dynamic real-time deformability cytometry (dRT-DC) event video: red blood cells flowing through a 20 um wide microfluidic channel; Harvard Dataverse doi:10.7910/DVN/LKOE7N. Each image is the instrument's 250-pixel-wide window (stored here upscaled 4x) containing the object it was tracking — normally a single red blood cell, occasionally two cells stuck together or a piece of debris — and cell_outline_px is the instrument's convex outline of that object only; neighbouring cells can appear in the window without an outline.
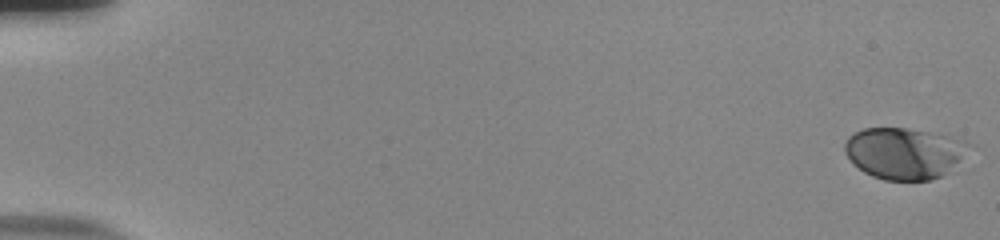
{"species": "human", "species_latin": "Homo sapiens", "temperature_condition": "room temperature", "stored_images_in_passage": 55, "camera_frame_rate_fps": 3000, "um_per_image_px": 0.085, "donor": {"sex": "male"}, "frame": {"image": 1, "passage_image": 1, "time_ms": 0.0, "image_size_px": [1000, 240], "cell_outline_px": [[976, 148], [940, 176], [928, 180], [884, 180], [872, 176], [864, 172], [852, 164], [844, 152], [844, 144], [848, 136], [864, 128], [904, 128], [928, 132], [948, 136], [976, 144]], "centroid_in_image_um": [76.88, 13.02], "position_along_channel_um": 8.1, "area_um2": 37.45}}
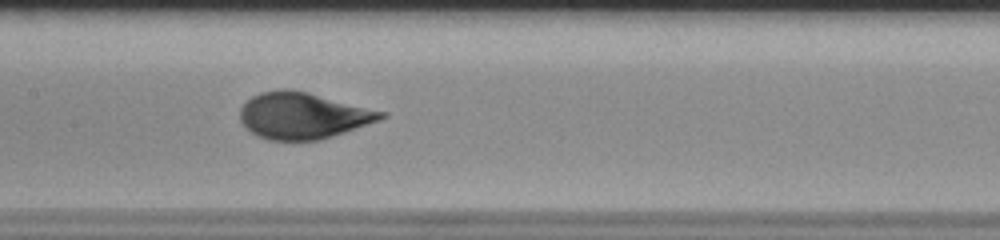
{"frame": {"image": 2, "passage_image": 29, "time_ms": 9.333, "image_size_px": [1000, 240], "cell_outline_px": [[388, 116], [380, 120], [320, 140], [268, 140], [256, 136], [240, 120], [240, 108], [252, 96], [260, 92], [284, 88], [288, 88], [308, 92], [388, 112]], "centroid_in_image_um": [25.77, 9.82], "position_along_channel_um": 181.6, "area_um2": 38.15}}
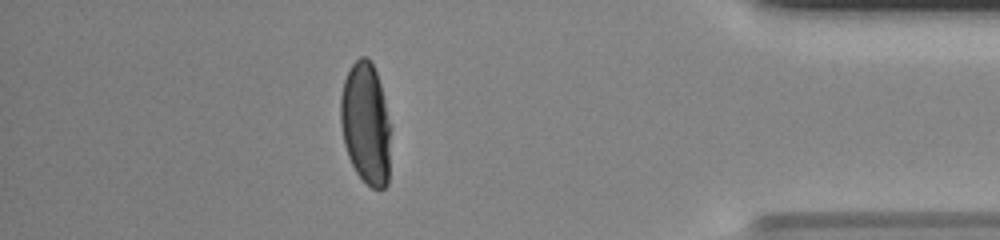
{"frame": {"image": 3, "passage_image": 49, "time_ms": 16.0, "image_size_px": [1000, 240], "cell_outline_px": [[392, 128], [388, 184], [384, 188], [372, 188], [356, 172], [348, 156], [344, 144], [340, 124], [340, 96], [344, 80], [352, 64], [360, 56], [368, 56], [376, 72], [380, 84], [392, 124]], "centroid_in_image_um": [31.12, 10.5], "position_along_channel_um": 404.1, "area_um2": 36.3}, "authors_computed_cell_mechanics": {"area_um2": 37.4544, "velocity_mm_per_s": 3.8256, "shape_relaxation_time_tau1_ms": 3.7878, "shape_relaxation_time_tau2_ms": null, "deformation_change_tau1": 0.1892, "deformation_change_tau2": null}}